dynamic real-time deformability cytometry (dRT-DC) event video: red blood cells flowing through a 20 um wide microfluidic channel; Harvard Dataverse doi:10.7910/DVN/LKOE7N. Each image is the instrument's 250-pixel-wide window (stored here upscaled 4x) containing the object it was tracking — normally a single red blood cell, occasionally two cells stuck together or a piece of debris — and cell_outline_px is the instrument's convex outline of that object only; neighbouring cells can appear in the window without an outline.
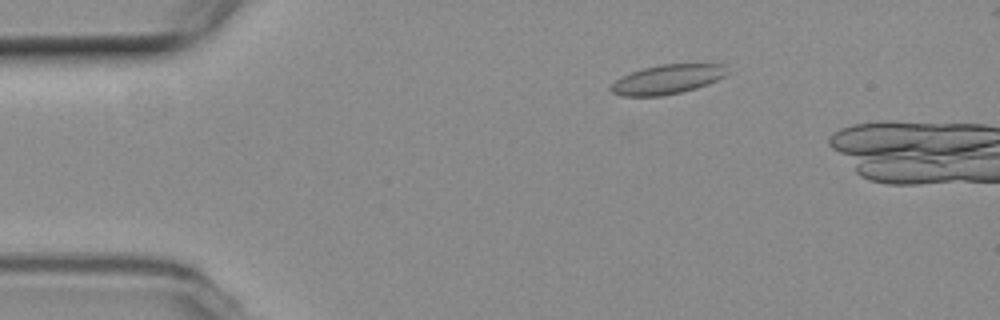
{"species": "common noctule bat (a hibernating species)", "species_latin": "Nyctalus noctula", "temperature_condition": "room temperature", "stored_images_in_passage": 48, "camera_frame_rate_fps": 3000, "um_per_image_px": 0.085, "animal": {"sex": "female", "body_mass_g": 19.3, "forearm_length_mm": 54.1}, "frame": {"image": 1, "passage_image": 10, "time_ms": 3.0, "image_size_px": [1000, 320], "cell_outline_px": [[724, 76], [708, 84], [696, 88], [680, 92], [660, 96], [620, 96], [612, 92], [608, 88], [616, 80], [632, 72], [644, 68], [660, 64], [724, 64]], "centroid_in_image_um": [56.67, 6.75], "position_along_channel_um": 28.3, "area_um2": 19.54}}
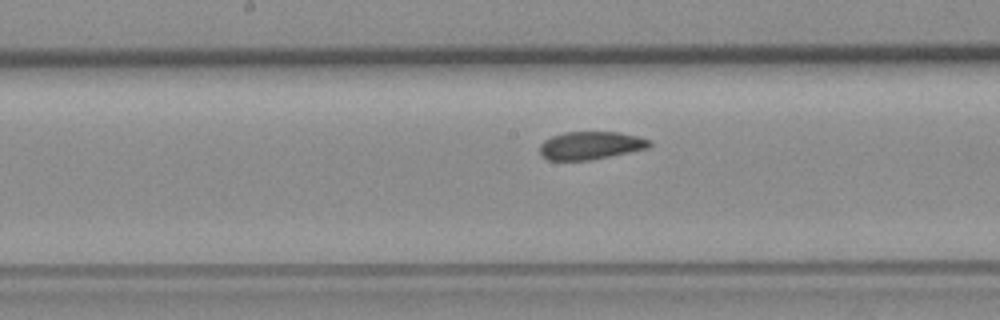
{"frame": {"image": 2, "passage_image": 28, "time_ms": 9.0, "image_size_px": [1000, 320], "cell_outline_px": [[652, 144], [648, 148], [592, 160], [548, 160], [540, 152], [540, 144], [544, 140], [552, 136], [564, 132], [620, 132], [652, 140]], "centroid_in_image_um": [50.22, 12.36], "position_along_channel_um": 198.0, "area_um2": 17.86}}
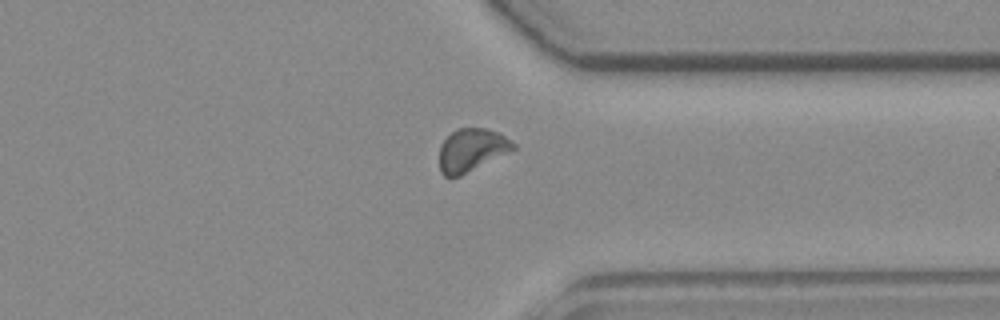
{"frame": {"image": 3, "passage_image": 42, "time_ms": 13.667, "image_size_px": [1000, 320], "cell_outline_px": [[516, 148], [460, 176], [444, 176], [440, 172], [440, 144], [456, 128], [484, 128], [500, 132], [512, 140], [516, 144]], "centroid_in_image_um": [40.09, 12.73], "position_along_channel_um": 371.3, "area_um2": 18.38}, "authors_computed_cell_mechanics": {"area_um2": 18.7561, "velocity_mm_per_s": 3.7739, "shape_relaxation_time_tau1_ms": null, "shape_relaxation_time_tau2_ms": 2.15, "deformation_change_tau1": null, "deformation_change_tau2": 0.0551}}